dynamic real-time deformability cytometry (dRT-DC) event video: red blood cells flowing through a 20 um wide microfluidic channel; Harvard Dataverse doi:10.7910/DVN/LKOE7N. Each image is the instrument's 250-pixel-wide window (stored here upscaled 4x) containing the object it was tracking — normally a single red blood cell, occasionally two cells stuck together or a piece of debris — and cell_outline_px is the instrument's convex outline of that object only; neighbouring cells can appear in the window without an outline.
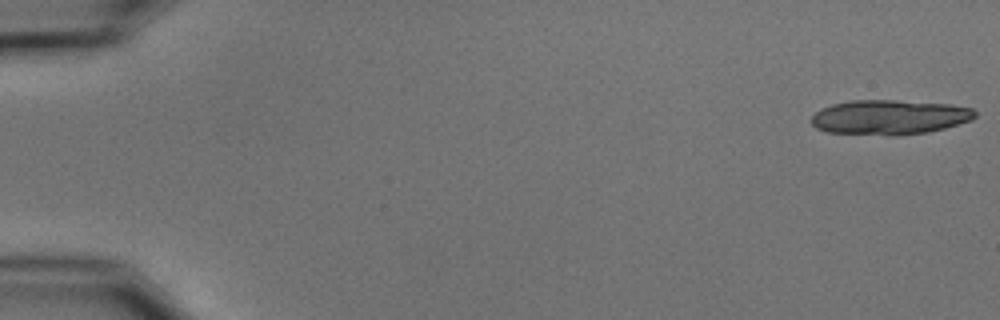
{"species": "common noctule bat (a hibernating species)", "species_latin": "Nyctalus noctula", "temperature_condition": "cold", "stored_images_in_passage": 16, "camera_frame_rate_fps": 3000, "um_per_image_px": 0.085, "animal": {"sex": "male", "body_mass_g": 15.6}, "frame": {"image": 1, "passage_image": 1, "time_ms": 0.0, "image_size_px": [1000, 320], "cell_outline_px": [[976, 116], [972, 120], [944, 128], [928, 132], [892, 136], [828, 132], [816, 128], [812, 124], [812, 116], [816, 112], [832, 104], [852, 100], [896, 100], [952, 104], [972, 108], [976, 112]], "centroid_in_image_um": [75.63, 9.96], "position_along_channel_um": 9.4, "area_um2": 33.18}}